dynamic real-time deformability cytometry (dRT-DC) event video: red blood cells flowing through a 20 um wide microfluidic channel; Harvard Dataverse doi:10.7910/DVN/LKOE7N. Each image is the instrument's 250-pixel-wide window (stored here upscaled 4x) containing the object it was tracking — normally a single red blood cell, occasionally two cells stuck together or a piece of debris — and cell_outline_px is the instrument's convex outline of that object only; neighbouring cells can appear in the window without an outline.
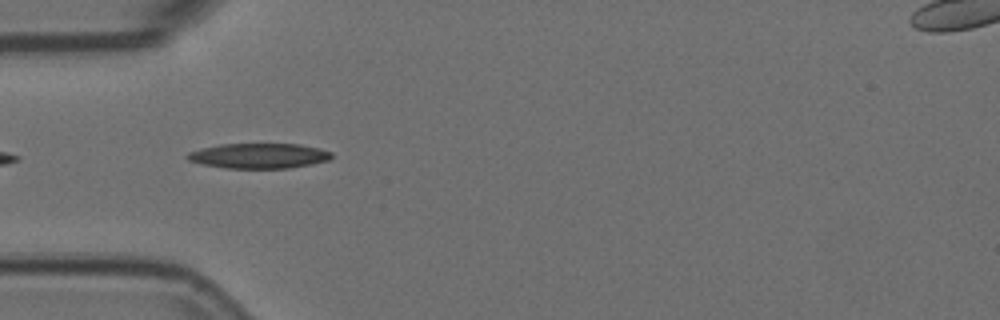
{"species": "Egyptian fruit bat (a non-hibernating species)", "species_latin": "Rousettus aegyptiacus", "temperature_condition": "room temperature", "stored_images_in_passage": 6, "camera_frame_rate_fps": 3000, "um_per_image_px": 0.085, "animal": {"sex": "female"}, "frame": {"image": 1, "passage_image": 3, "time_ms": 0.667, "image_size_px": [1000, 320], "cell_outline_px": [[332, 156], [328, 160], [312, 164], [288, 168], [228, 168], [204, 164], [188, 160], [184, 156], [188, 152], [200, 148], [220, 144], [300, 144], [320, 148], [332, 152]], "centroid_in_image_um": [22.0, 13.23], "position_along_channel_um": 63.0, "area_um2": 21.1}}